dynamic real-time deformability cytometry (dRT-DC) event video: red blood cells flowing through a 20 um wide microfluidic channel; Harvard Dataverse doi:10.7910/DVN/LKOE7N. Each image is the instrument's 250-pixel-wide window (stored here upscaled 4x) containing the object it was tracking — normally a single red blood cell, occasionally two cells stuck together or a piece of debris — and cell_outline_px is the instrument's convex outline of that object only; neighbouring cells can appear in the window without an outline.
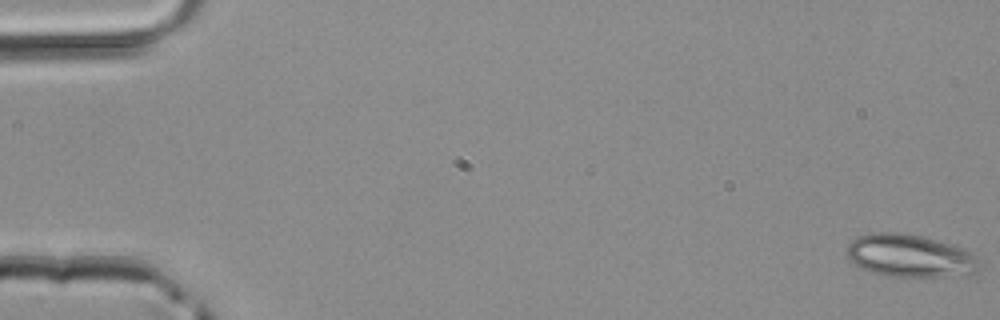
{"species": "common noctule bat (a hibernating species)", "species_latin": "Nyctalus noctula", "temperature_condition": "room temperature", "stored_images_in_passage": 6, "camera_frame_rate_fps": 3000, "um_per_image_px": 0.085, "animal": {"sex": "male", "body_mass_g": 20.4}, "frame": {"image": 1, "passage_image": 1, "time_ms": 0.0, "image_size_px": [1000, 320], "cell_outline_px": [[980, 268], [976, 272], [948, 276], [888, 276], [872, 272], [848, 260], [844, 252], [848, 244], [856, 236], [868, 232], [904, 232], [952, 244], [964, 248], [976, 256], [980, 260]], "centroid_in_image_um": [77.31, 21.72], "position_along_channel_um": 7.7, "area_um2": 33.23}}